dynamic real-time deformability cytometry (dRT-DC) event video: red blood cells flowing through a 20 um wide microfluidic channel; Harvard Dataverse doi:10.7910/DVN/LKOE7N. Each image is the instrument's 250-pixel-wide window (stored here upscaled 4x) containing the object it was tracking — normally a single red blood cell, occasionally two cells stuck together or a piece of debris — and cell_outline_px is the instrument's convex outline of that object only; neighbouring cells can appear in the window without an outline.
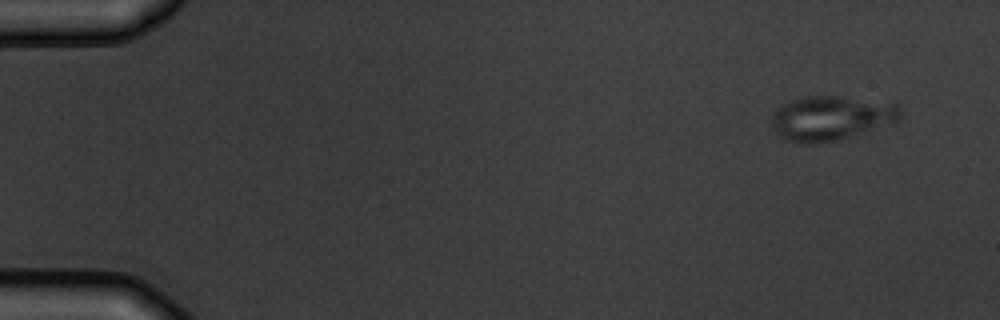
{"species": "common noctule bat (a hibernating species)", "species_latin": "Nyctalus noctula", "temperature_condition": "warm", "stored_images_in_passage": 14, "camera_frame_rate_fps": 3000, "um_per_image_px": 0.085, "animal": {"sex": "male", "body_mass_g": 19.5, "forearm_length_mm": 54.6}, "frame": {"image": 1, "passage_image": 1, "time_ms": 0.0, "image_size_px": [1000, 320], "cell_outline_px": [[900, 116], [896, 120], [836, 140], [820, 144], [808, 144], [784, 140], [776, 132], [772, 124], [772, 112], [784, 104], [792, 100], [804, 96], [836, 96], [900, 104]], "centroid_in_image_um": [70.55, 10.03], "position_along_channel_um": 14.4, "area_um2": 32.66}}
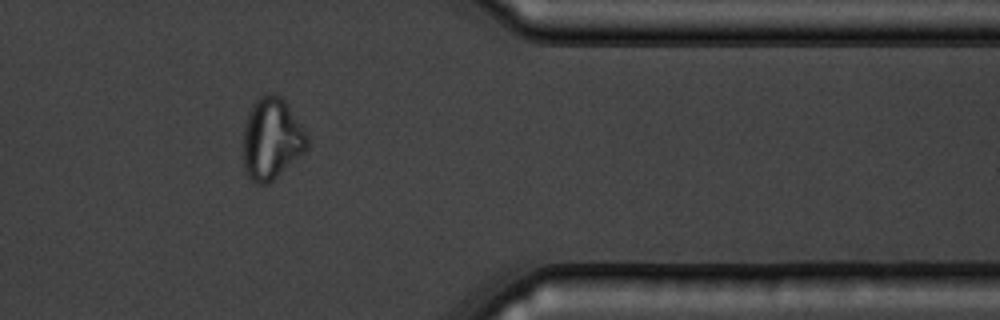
{"frame": {"image": 2, "passage_image": 12, "time_ms": 13.667, "image_size_px": [1000, 320], "cell_outline_px": [[308, 148], [304, 152], [268, 184], [256, 184], [244, 172], [244, 124], [248, 112], [252, 104], [260, 96], [268, 92], [272, 92], [280, 96], [284, 100], [308, 136]], "centroid_in_image_um": [23.07, 11.79], "position_along_channel_um": 388.3, "area_um2": 30.29}}
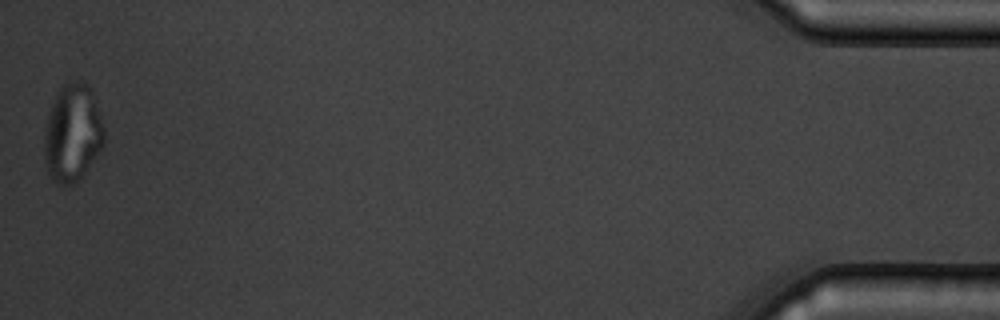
{"frame": {"image": 3, "passage_image": 14, "time_ms": 16.667, "image_size_px": [1000, 320], "cell_outline_px": [[104, 144], [84, 176], [76, 184], [56, 184], [52, 180], [48, 172], [44, 160], [44, 132], [48, 116], [56, 92], [64, 84], [72, 80], [84, 80], [92, 88], [104, 128]], "centroid_in_image_um": [6.17, 11.31], "position_along_channel_um": 429.0, "area_um2": 34.68}}